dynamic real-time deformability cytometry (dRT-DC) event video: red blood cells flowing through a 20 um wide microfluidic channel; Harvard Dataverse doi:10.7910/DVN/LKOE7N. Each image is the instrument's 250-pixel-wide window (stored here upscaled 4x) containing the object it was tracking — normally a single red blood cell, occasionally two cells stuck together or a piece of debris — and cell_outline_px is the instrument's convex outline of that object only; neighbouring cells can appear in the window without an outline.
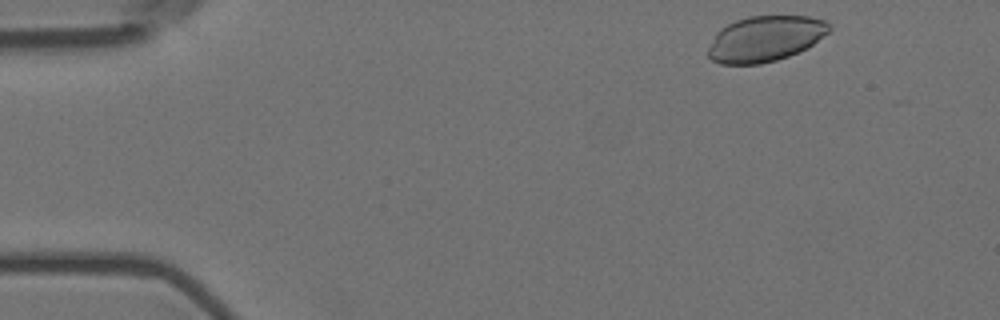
{"species": "Egyptian fruit bat (a non-hibernating species)", "species_latin": "Rousettus aegyptiacus", "temperature_condition": "room temperature", "stored_images_in_passage": 10, "camera_frame_rate_fps": 3000, "um_per_image_px": 0.085, "animal": {"sex": "female"}, "frame": {"image": 1, "passage_image": 2, "time_ms": 0.333, "image_size_px": [1000, 320], "cell_outline_px": [[832, 28], [828, 32], [808, 48], [788, 56], [776, 60], [760, 64], [720, 64], [712, 60], [708, 56], [708, 48], [716, 32], [728, 24], [736, 20], [748, 16], [808, 16], [824, 20], [832, 24]], "centroid_in_image_um": [65.05, 3.29], "position_along_channel_um": 19.9, "area_um2": 32.25}}